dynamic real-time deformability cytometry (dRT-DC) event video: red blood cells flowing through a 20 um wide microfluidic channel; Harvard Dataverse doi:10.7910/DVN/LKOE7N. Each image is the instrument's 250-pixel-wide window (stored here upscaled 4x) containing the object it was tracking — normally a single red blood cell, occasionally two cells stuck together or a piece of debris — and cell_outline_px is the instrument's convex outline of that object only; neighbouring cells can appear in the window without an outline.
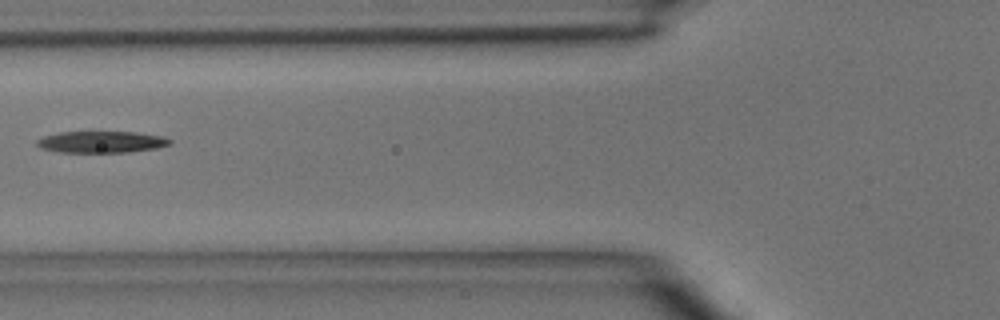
{"species": "common noctule bat (a hibernating species)", "species_latin": "Nyctalus noctula", "temperature_condition": "room temperature", "stored_images_in_passage": 4, "camera_frame_rate_fps": 3000, "um_per_image_px": 0.085, "animal": {"sex": "male", "body_mass_g": 15.6}, "frame": {"image": 1, "passage_image": 3, "time_ms": 2.333, "image_size_px": [1000, 320], "cell_outline_px": [[172, 144], [156, 148], [128, 152], [60, 152], [40, 148], [36, 144], [36, 140], [44, 136], [60, 132], [136, 132], [164, 136], [172, 140]], "centroid_in_image_um": [8.64, 12.06], "position_along_channel_um": 117.2, "area_um2": 16.76}}